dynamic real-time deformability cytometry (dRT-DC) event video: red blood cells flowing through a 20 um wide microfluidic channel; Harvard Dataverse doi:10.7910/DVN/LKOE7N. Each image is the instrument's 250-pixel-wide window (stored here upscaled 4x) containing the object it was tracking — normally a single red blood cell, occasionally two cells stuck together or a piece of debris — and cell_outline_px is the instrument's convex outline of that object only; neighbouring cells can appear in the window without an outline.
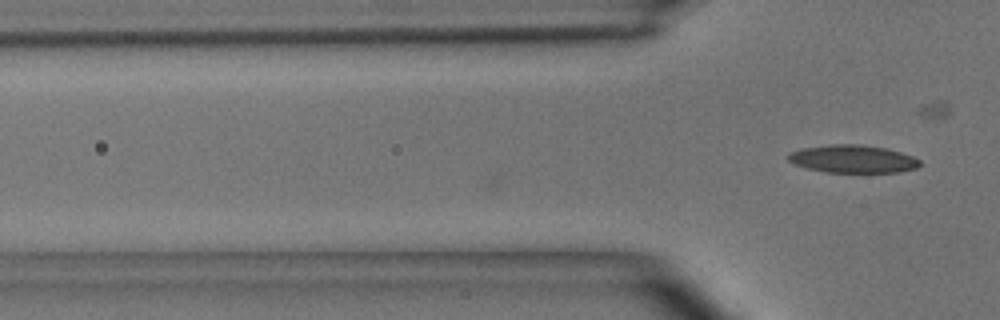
{"species": "common noctule bat (a hibernating species)", "species_latin": "Nyctalus noctula", "temperature_condition": "room temperature", "stored_images_in_passage": 4, "camera_frame_rate_fps": 3000, "um_per_image_px": 0.085, "animal": {"sex": "male", "body_mass_g": 15.6}, "frame": {"image": 1, "passage_image": 4, "time_ms": 1.0, "image_size_px": [1000, 320], "cell_outline_px": [[920, 164], [916, 168], [900, 172], [824, 172], [808, 168], [796, 164], [788, 160], [784, 156], [800, 148], [828, 144], [860, 144], [888, 148], [912, 156], [920, 160]], "centroid_in_image_um": [72.47, 13.5], "position_along_channel_um": 53.3, "area_um2": 21.44}}